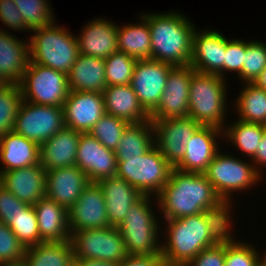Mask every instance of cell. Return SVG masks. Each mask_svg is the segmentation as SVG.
Masks as SVG:
<instances>
[{
	"mask_svg": "<svg viewBox=\"0 0 266 266\" xmlns=\"http://www.w3.org/2000/svg\"><path fill=\"white\" fill-rule=\"evenodd\" d=\"M254 248L251 243L236 240L230 232L226 236L225 266H258L261 255Z\"/></svg>",
	"mask_w": 266,
	"mask_h": 266,
	"instance_id": "40",
	"label": "cell"
},
{
	"mask_svg": "<svg viewBox=\"0 0 266 266\" xmlns=\"http://www.w3.org/2000/svg\"><path fill=\"white\" fill-rule=\"evenodd\" d=\"M0 21L10 30L29 31L13 0H0Z\"/></svg>",
	"mask_w": 266,
	"mask_h": 266,
	"instance_id": "46",
	"label": "cell"
},
{
	"mask_svg": "<svg viewBox=\"0 0 266 266\" xmlns=\"http://www.w3.org/2000/svg\"><path fill=\"white\" fill-rule=\"evenodd\" d=\"M5 30L0 29V72L11 83L18 84L30 61L29 40H18Z\"/></svg>",
	"mask_w": 266,
	"mask_h": 266,
	"instance_id": "28",
	"label": "cell"
},
{
	"mask_svg": "<svg viewBox=\"0 0 266 266\" xmlns=\"http://www.w3.org/2000/svg\"><path fill=\"white\" fill-rule=\"evenodd\" d=\"M23 263L25 266H74L71 242H42L28 247Z\"/></svg>",
	"mask_w": 266,
	"mask_h": 266,
	"instance_id": "32",
	"label": "cell"
},
{
	"mask_svg": "<svg viewBox=\"0 0 266 266\" xmlns=\"http://www.w3.org/2000/svg\"><path fill=\"white\" fill-rule=\"evenodd\" d=\"M266 68V43L245 41V56L241 70V82H253Z\"/></svg>",
	"mask_w": 266,
	"mask_h": 266,
	"instance_id": "41",
	"label": "cell"
},
{
	"mask_svg": "<svg viewBox=\"0 0 266 266\" xmlns=\"http://www.w3.org/2000/svg\"><path fill=\"white\" fill-rule=\"evenodd\" d=\"M251 161H253V165H254L256 171L261 176V174L263 172V170H261V167L263 166L264 169L266 167V130L264 131V133L262 135V138H261V141L258 145V149L256 151V154Z\"/></svg>",
	"mask_w": 266,
	"mask_h": 266,
	"instance_id": "48",
	"label": "cell"
},
{
	"mask_svg": "<svg viewBox=\"0 0 266 266\" xmlns=\"http://www.w3.org/2000/svg\"><path fill=\"white\" fill-rule=\"evenodd\" d=\"M22 102L23 97L18 84L10 83L0 89V136L13 131Z\"/></svg>",
	"mask_w": 266,
	"mask_h": 266,
	"instance_id": "35",
	"label": "cell"
},
{
	"mask_svg": "<svg viewBox=\"0 0 266 266\" xmlns=\"http://www.w3.org/2000/svg\"><path fill=\"white\" fill-rule=\"evenodd\" d=\"M252 83L266 91V68Z\"/></svg>",
	"mask_w": 266,
	"mask_h": 266,
	"instance_id": "50",
	"label": "cell"
},
{
	"mask_svg": "<svg viewBox=\"0 0 266 266\" xmlns=\"http://www.w3.org/2000/svg\"><path fill=\"white\" fill-rule=\"evenodd\" d=\"M154 144V126L151 120L130 123L124 130L115 150L117 161L141 156Z\"/></svg>",
	"mask_w": 266,
	"mask_h": 266,
	"instance_id": "31",
	"label": "cell"
},
{
	"mask_svg": "<svg viewBox=\"0 0 266 266\" xmlns=\"http://www.w3.org/2000/svg\"><path fill=\"white\" fill-rule=\"evenodd\" d=\"M105 198L110 226L118 227L130 207L143 195L127 181L117 175L98 181Z\"/></svg>",
	"mask_w": 266,
	"mask_h": 266,
	"instance_id": "24",
	"label": "cell"
},
{
	"mask_svg": "<svg viewBox=\"0 0 266 266\" xmlns=\"http://www.w3.org/2000/svg\"><path fill=\"white\" fill-rule=\"evenodd\" d=\"M89 184L87 175L77 165L46 171V196L67 211Z\"/></svg>",
	"mask_w": 266,
	"mask_h": 266,
	"instance_id": "20",
	"label": "cell"
},
{
	"mask_svg": "<svg viewBox=\"0 0 266 266\" xmlns=\"http://www.w3.org/2000/svg\"><path fill=\"white\" fill-rule=\"evenodd\" d=\"M162 13H141L149 26L151 59L173 66L190 65L196 26L180 12Z\"/></svg>",
	"mask_w": 266,
	"mask_h": 266,
	"instance_id": "3",
	"label": "cell"
},
{
	"mask_svg": "<svg viewBox=\"0 0 266 266\" xmlns=\"http://www.w3.org/2000/svg\"><path fill=\"white\" fill-rule=\"evenodd\" d=\"M24 101L63 107L70 89L68 75L38 63L29 62L18 83Z\"/></svg>",
	"mask_w": 266,
	"mask_h": 266,
	"instance_id": "9",
	"label": "cell"
},
{
	"mask_svg": "<svg viewBox=\"0 0 266 266\" xmlns=\"http://www.w3.org/2000/svg\"><path fill=\"white\" fill-rule=\"evenodd\" d=\"M129 124V122L121 118L105 114L93 126L89 134L96 138L107 149L115 151L124 130Z\"/></svg>",
	"mask_w": 266,
	"mask_h": 266,
	"instance_id": "37",
	"label": "cell"
},
{
	"mask_svg": "<svg viewBox=\"0 0 266 266\" xmlns=\"http://www.w3.org/2000/svg\"><path fill=\"white\" fill-rule=\"evenodd\" d=\"M26 248L7 224L0 221V265L23 262Z\"/></svg>",
	"mask_w": 266,
	"mask_h": 266,
	"instance_id": "42",
	"label": "cell"
},
{
	"mask_svg": "<svg viewBox=\"0 0 266 266\" xmlns=\"http://www.w3.org/2000/svg\"><path fill=\"white\" fill-rule=\"evenodd\" d=\"M19 242L25 247L36 246L40 243L37 214L33 205H28L9 225Z\"/></svg>",
	"mask_w": 266,
	"mask_h": 266,
	"instance_id": "38",
	"label": "cell"
},
{
	"mask_svg": "<svg viewBox=\"0 0 266 266\" xmlns=\"http://www.w3.org/2000/svg\"><path fill=\"white\" fill-rule=\"evenodd\" d=\"M191 65L174 66L167 77L165 90L150 120L186 117L189 115V90L193 71Z\"/></svg>",
	"mask_w": 266,
	"mask_h": 266,
	"instance_id": "14",
	"label": "cell"
},
{
	"mask_svg": "<svg viewBox=\"0 0 266 266\" xmlns=\"http://www.w3.org/2000/svg\"><path fill=\"white\" fill-rule=\"evenodd\" d=\"M231 214L202 212L165 220L167 238L161 241V256L166 266H185L202 250L218 244L232 230Z\"/></svg>",
	"mask_w": 266,
	"mask_h": 266,
	"instance_id": "1",
	"label": "cell"
},
{
	"mask_svg": "<svg viewBox=\"0 0 266 266\" xmlns=\"http://www.w3.org/2000/svg\"><path fill=\"white\" fill-rule=\"evenodd\" d=\"M70 91L102 93L107 87L105 60L80 54L68 74Z\"/></svg>",
	"mask_w": 266,
	"mask_h": 266,
	"instance_id": "29",
	"label": "cell"
},
{
	"mask_svg": "<svg viewBox=\"0 0 266 266\" xmlns=\"http://www.w3.org/2000/svg\"><path fill=\"white\" fill-rule=\"evenodd\" d=\"M30 61L69 74L80 55L77 37L56 21L30 31Z\"/></svg>",
	"mask_w": 266,
	"mask_h": 266,
	"instance_id": "4",
	"label": "cell"
},
{
	"mask_svg": "<svg viewBox=\"0 0 266 266\" xmlns=\"http://www.w3.org/2000/svg\"><path fill=\"white\" fill-rule=\"evenodd\" d=\"M226 237L218 244L202 250L185 266H225Z\"/></svg>",
	"mask_w": 266,
	"mask_h": 266,
	"instance_id": "45",
	"label": "cell"
},
{
	"mask_svg": "<svg viewBox=\"0 0 266 266\" xmlns=\"http://www.w3.org/2000/svg\"><path fill=\"white\" fill-rule=\"evenodd\" d=\"M74 266H119V264L94 259L74 258Z\"/></svg>",
	"mask_w": 266,
	"mask_h": 266,
	"instance_id": "49",
	"label": "cell"
},
{
	"mask_svg": "<svg viewBox=\"0 0 266 266\" xmlns=\"http://www.w3.org/2000/svg\"><path fill=\"white\" fill-rule=\"evenodd\" d=\"M242 89L235 99L238 119L266 126V91L252 82H246Z\"/></svg>",
	"mask_w": 266,
	"mask_h": 266,
	"instance_id": "34",
	"label": "cell"
},
{
	"mask_svg": "<svg viewBox=\"0 0 266 266\" xmlns=\"http://www.w3.org/2000/svg\"><path fill=\"white\" fill-rule=\"evenodd\" d=\"M233 124H226L223 128L225 141L232 143L238 150L252 160L258 149L266 126L237 119ZM231 125V126H230ZM227 139V140H226Z\"/></svg>",
	"mask_w": 266,
	"mask_h": 266,
	"instance_id": "33",
	"label": "cell"
},
{
	"mask_svg": "<svg viewBox=\"0 0 266 266\" xmlns=\"http://www.w3.org/2000/svg\"><path fill=\"white\" fill-rule=\"evenodd\" d=\"M249 162L218 151L204 172L216 193L230 209L233 204V192L247 191L263 179L252 161Z\"/></svg>",
	"mask_w": 266,
	"mask_h": 266,
	"instance_id": "7",
	"label": "cell"
},
{
	"mask_svg": "<svg viewBox=\"0 0 266 266\" xmlns=\"http://www.w3.org/2000/svg\"><path fill=\"white\" fill-rule=\"evenodd\" d=\"M64 127L63 107L23 100L13 131L40 146Z\"/></svg>",
	"mask_w": 266,
	"mask_h": 266,
	"instance_id": "11",
	"label": "cell"
},
{
	"mask_svg": "<svg viewBox=\"0 0 266 266\" xmlns=\"http://www.w3.org/2000/svg\"><path fill=\"white\" fill-rule=\"evenodd\" d=\"M96 18L76 35L80 54L106 59L117 49V27L112 21Z\"/></svg>",
	"mask_w": 266,
	"mask_h": 266,
	"instance_id": "22",
	"label": "cell"
},
{
	"mask_svg": "<svg viewBox=\"0 0 266 266\" xmlns=\"http://www.w3.org/2000/svg\"><path fill=\"white\" fill-rule=\"evenodd\" d=\"M226 53V37L209 29L193 33L192 58L190 65L197 71L213 73L223 78V64Z\"/></svg>",
	"mask_w": 266,
	"mask_h": 266,
	"instance_id": "19",
	"label": "cell"
},
{
	"mask_svg": "<svg viewBox=\"0 0 266 266\" xmlns=\"http://www.w3.org/2000/svg\"><path fill=\"white\" fill-rule=\"evenodd\" d=\"M29 204L18 200L9 190L0 184V221L8 226L13 219Z\"/></svg>",
	"mask_w": 266,
	"mask_h": 266,
	"instance_id": "44",
	"label": "cell"
},
{
	"mask_svg": "<svg viewBox=\"0 0 266 266\" xmlns=\"http://www.w3.org/2000/svg\"><path fill=\"white\" fill-rule=\"evenodd\" d=\"M117 162L118 177L127 181L142 195L155 197L169 181L173 169L155 144L141 156Z\"/></svg>",
	"mask_w": 266,
	"mask_h": 266,
	"instance_id": "8",
	"label": "cell"
},
{
	"mask_svg": "<svg viewBox=\"0 0 266 266\" xmlns=\"http://www.w3.org/2000/svg\"><path fill=\"white\" fill-rule=\"evenodd\" d=\"M0 184L18 200L34 205L46 196V170L36 164L4 171L0 174Z\"/></svg>",
	"mask_w": 266,
	"mask_h": 266,
	"instance_id": "21",
	"label": "cell"
},
{
	"mask_svg": "<svg viewBox=\"0 0 266 266\" xmlns=\"http://www.w3.org/2000/svg\"><path fill=\"white\" fill-rule=\"evenodd\" d=\"M117 27V49L136 60L151 59V37L147 20ZM139 23V24H138Z\"/></svg>",
	"mask_w": 266,
	"mask_h": 266,
	"instance_id": "30",
	"label": "cell"
},
{
	"mask_svg": "<svg viewBox=\"0 0 266 266\" xmlns=\"http://www.w3.org/2000/svg\"><path fill=\"white\" fill-rule=\"evenodd\" d=\"M0 266H25L23 262L20 263H13V264H2Z\"/></svg>",
	"mask_w": 266,
	"mask_h": 266,
	"instance_id": "52",
	"label": "cell"
},
{
	"mask_svg": "<svg viewBox=\"0 0 266 266\" xmlns=\"http://www.w3.org/2000/svg\"><path fill=\"white\" fill-rule=\"evenodd\" d=\"M80 132L64 127L40 145L39 164L46 170L76 164Z\"/></svg>",
	"mask_w": 266,
	"mask_h": 266,
	"instance_id": "23",
	"label": "cell"
},
{
	"mask_svg": "<svg viewBox=\"0 0 266 266\" xmlns=\"http://www.w3.org/2000/svg\"><path fill=\"white\" fill-rule=\"evenodd\" d=\"M226 80L213 73L193 71L189 90V115L202 126L225 127Z\"/></svg>",
	"mask_w": 266,
	"mask_h": 266,
	"instance_id": "5",
	"label": "cell"
},
{
	"mask_svg": "<svg viewBox=\"0 0 266 266\" xmlns=\"http://www.w3.org/2000/svg\"><path fill=\"white\" fill-rule=\"evenodd\" d=\"M266 250V249H265ZM262 256H261V260L264 262V263H266V251L263 253V254H261Z\"/></svg>",
	"mask_w": 266,
	"mask_h": 266,
	"instance_id": "53",
	"label": "cell"
},
{
	"mask_svg": "<svg viewBox=\"0 0 266 266\" xmlns=\"http://www.w3.org/2000/svg\"><path fill=\"white\" fill-rule=\"evenodd\" d=\"M151 121L154 126V143L174 168L182 160L186 145L201 125L190 116Z\"/></svg>",
	"mask_w": 266,
	"mask_h": 266,
	"instance_id": "12",
	"label": "cell"
},
{
	"mask_svg": "<svg viewBox=\"0 0 266 266\" xmlns=\"http://www.w3.org/2000/svg\"><path fill=\"white\" fill-rule=\"evenodd\" d=\"M153 198L143 195L130 207L123 222L117 227L122 235L127 255L161 256V242L158 239L162 229L158 223L162 219L154 213L151 202Z\"/></svg>",
	"mask_w": 266,
	"mask_h": 266,
	"instance_id": "6",
	"label": "cell"
},
{
	"mask_svg": "<svg viewBox=\"0 0 266 266\" xmlns=\"http://www.w3.org/2000/svg\"><path fill=\"white\" fill-rule=\"evenodd\" d=\"M223 130L214 126H200L194 132L182 160L174 167L182 172L204 173L220 150L219 138Z\"/></svg>",
	"mask_w": 266,
	"mask_h": 266,
	"instance_id": "18",
	"label": "cell"
},
{
	"mask_svg": "<svg viewBox=\"0 0 266 266\" xmlns=\"http://www.w3.org/2000/svg\"><path fill=\"white\" fill-rule=\"evenodd\" d=\"M75 165L87 175L90 183H97L115 176L118 162L115 151L107 149L91 134L81 133Z\"/></svg>",
	"mask_w": 266,
	"mask_h": 266,
	"instance_id": "15",
	"label": "cell"
},
{
	"mask_svg": "<svg viewBox=\"0 0 266 266\" xmlns=\"http://www.w3.org/2000/svg\"><path fill=\"white\" fill-rule=\"evenodd\" d=\"M29 32L54 22L49 0H13Z\"/></svg>",
	"mask_w": 266,
	"mask_h": 266,
	"instance_id": "36",
	"label": "cell"
},
{
	"mask_svg": "<svg viewBox=\"0 0 266 266\" xmlns=\"http://www.w3.org/2000/svg\"><path fill=\"white\" fill-rule=\"evenodd\" d=\"M119 266H166L162 256L156 255H128Z\"/></svg>",
	"mask_w": 266,
	"mask_h": 266,
	"instance_id": "47",
	"label": "cell"
},
{
	"mask_svg": "<svg viewBox=\"0 0 266 266\" xmlns=\"http://www.w3.org/2000/svg\"><path fill=\"white\" fill-rule=\"evenodd\" d=\"M173 67L172 64L152 59L136 61L130 85L149 114L158 106Z\"/></svg>",
	"mask_w": 266,
	"mask_h": 266,
	"instance_id": "13",
	"label": "cell"
},
{
	"mask_svg": "<svg viewBox=\"0 0 266 266\" xmlns=\"http://www.w3.org/2000/svg\"><path fill=\"white\" fill-rule=\"evenodd\" d=\"M74 258L120 264L127 258L124 241L117 227L87 229L70 234Z\"/></svg>",
	"mask_w": 266,
	"mask_h": 266,
	"instance_id": "10",
	"label": "cell"
},
{
	"mask_svg": "<svg viewBox=\"0 0 266 266\" xmlns=\"http://www.w3.org/2000/svg\"><path fill=\"white\" fill-rule=\"evenodd\" d=\"M164 220L202 212H233L216 193L204 173L172 169L169 181L156 196Z\"/></svg>",
	"mask_w": 266,
	"mask_h": 266,
	"instance_id": "2",
	"label": "cell"
},
{
	"mask_svg": "<svg viewBox=\"0 0 266 266\" xmlns=\"http://www.w3.org/2000/svg\"><path fill=\"white\" fill-rule=\"evenodd\" d=\"M42 242H62L70 240L68 211L57 202L44 196L33 205Z\"/></svg>",
	"mask_w": 266,
	"mask_h": 266,
	"instance_id": "25",
	"label": "cell"
},
{
	"mask_svg": "<svg viewBox=\"0 0 266 266\" xmlns=\"http://www.w3.org/2000/svg\"><path fill=\"white\" fill-rule=\"evenodd\" d=\"M105 198L97 183H90L68 210L70 233L109 227Z\"/></svg>",
	"mask_w": 266,
	"mask_h": 266,
	"instance_id": "16",
	"label": "cell"
},
{
	"mask_svg": "<svg viewBox=\"0 0 266 266\" xmlns=\"http://www.w3.org/2000/svg\"><path fill=\"white\" fill-rule=\"evenodd\" d=\"M245 56V41L242 39H227L226 38V53L223 64V79H226L227 71L237 74L238 79H241V70ZM226 71V72H225ZM225 74V75H224Z\"/></svg>",
	"mask_w": 266,
	"mask_h": 266,
	"instance_id": "43",
	"label": "cell"
},
{
	"mask_svg": "<svg viewBox=\"0 0 266 266\" xmlns=\"http://www.w3.org/2000/svg\"><path fill=\"white\" fill-rule=\"evenodd\" d=\"M258 266H266V263L261 260Z\"/></svg>",
	"mask_w": 266,
	"mask_h": 266,
	"instance_id": "54",
	"label": "cell"
},
{
	"mask_svg": "<svg viewBox=\"0 0 266 266\" xmlns=\"http://www.w3.org/2000/svg\"><path fill=\"white\" fill-rule=\"evenodd\" d=\"M104 60L107 86H121L131 83L136 59L117 51Z\"/></svg>",
	"mask_w": 266,
	"mask_h": 266,
	"instance_id": "39",
	"label": "cell"
},
{
	"mask_svg": "<svg viewBox=\"0 0 266 266\" xmlns=\"http://www.w3.org/2000/svg\"><path fill=\"white\" fill-rule=\"evenodd\" d=\"M40 146L14 131L0 136V174L39 164Z\"/></svg>",
	"mask_w": 266,
	"mask_h": 266,
	"instance_id": "26",
	"label": "cell"
},
{
	"mask_svg": "<svg viewBox=\"0 0 266 266\" xmlns=\"http://www.w3.org/2000/svg\"><path fill=\"white\" fill-rule=\"evenodd\" d=\"M105 113L129 123L150 120V114L140 104L130 84L107 86L103 90Z\"/></svg>",
	"mask_w": 266,
	"mask_h": 266,
	"instance_id": "27",
	"label": "cell"
},
{
	"mask_svg": "<svg viewBox=\"0 0 266 266\" xmlns=\"http://www.w3.org/2000/svg\"><path fill=\"white\" fill-rule=\"evenodd\" d=\"M11 82L0 72V89L7 87Z\"/></svg>",
	"mask_w": 266,
	"mask_h": 266,
	"instance_id": "51",
	"label": "cell"
},
{
	"mask_svg": "<svg viewBox=\"0 0 266 266\" xmlns=\"http://www.w3.org/2000/svg\"><path fill=\"white\" fill-rule=\"evenodd\" d=\"M65 127L89 133L105 115L103 93L70 91L63 105Z\"/></svg>",
	"mask_w": 266,
	"mask_h": 266,
	"instance_id": "17",
	"label": "cell"
}]
</instances>
